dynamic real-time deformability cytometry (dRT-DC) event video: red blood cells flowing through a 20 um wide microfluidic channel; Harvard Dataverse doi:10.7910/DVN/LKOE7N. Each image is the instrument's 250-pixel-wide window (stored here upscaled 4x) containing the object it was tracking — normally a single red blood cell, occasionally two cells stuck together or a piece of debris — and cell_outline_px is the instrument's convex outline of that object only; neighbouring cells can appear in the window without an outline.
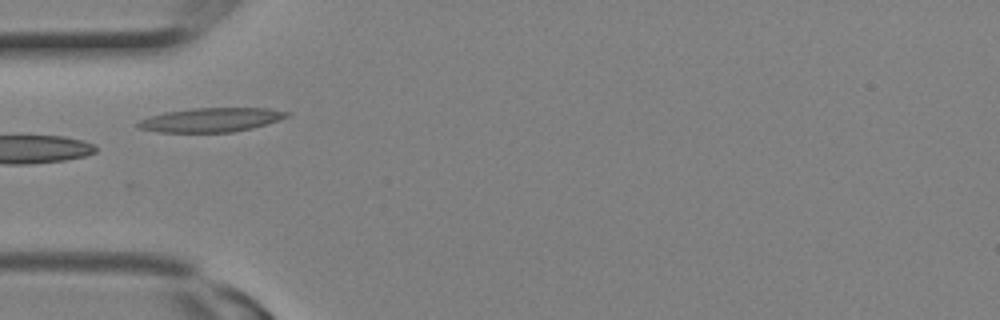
{"species": "Egyptian fruit bat (a non-hibernating species)", "species_latin": "Rousettus aegyptiacus", "temperature_condition": "room temperature", "stored_images_in_passage": 18, "camera_frame_rate_fps": 3000, "um_per_image_px": 0.085, "animal": {"sex": "female"}, "frame": {"image": 1, "passage_image": 2, "time_ms": 0.333, "image_size_px": [1000, 320], "cell_outline_px": [[292, 112], [288, 116], [252, 128], [232, 132], [160, 132], [136, 128], [136, 124], [140, 120], [164, 112], [196, 108], [268, 108]], "centroid_in_image_um": [17.92, 10.18], "position_along_channel_um": 67.1, "area_um2": 20.69}}